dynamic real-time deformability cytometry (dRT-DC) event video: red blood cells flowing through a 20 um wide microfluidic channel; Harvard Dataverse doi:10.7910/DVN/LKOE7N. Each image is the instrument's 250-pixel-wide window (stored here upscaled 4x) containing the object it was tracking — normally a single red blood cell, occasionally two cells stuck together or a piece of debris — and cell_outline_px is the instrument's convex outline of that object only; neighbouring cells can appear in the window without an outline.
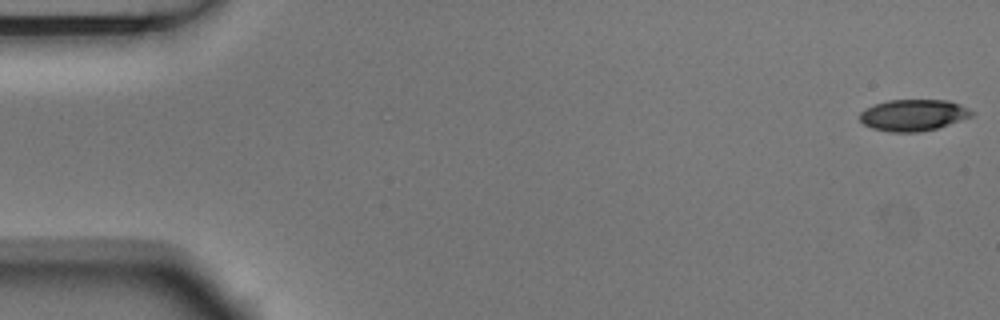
{"species": "Egyptian fruit bat (a non-hibernating species)", "species_latin": "Rousettus aegyptiacus", "temperature_condition": "room temperature", "stored_images_in_passage": 7, "camera_frame_rate_fps": 3000, "um_per_image_px": 0.085, "animal": {"sex": "male"}, "frame": {"image": 1, "passage_image": 1, "time_ms": 0.0, "image_size_px": [1000, 320], "cell_outline_px": [[976, 112], [972, 116], [936, 128], [916, 132], [892, 132], [872, 128], [864, 124], [860, 120], [860, 112], [876, 104], [888, 100], [948, 100], [960, 104]], "centroid_in_image_um": [77.65, 9.78], "position_along_channel_um": 7.3, "area_um2": 20.29}}
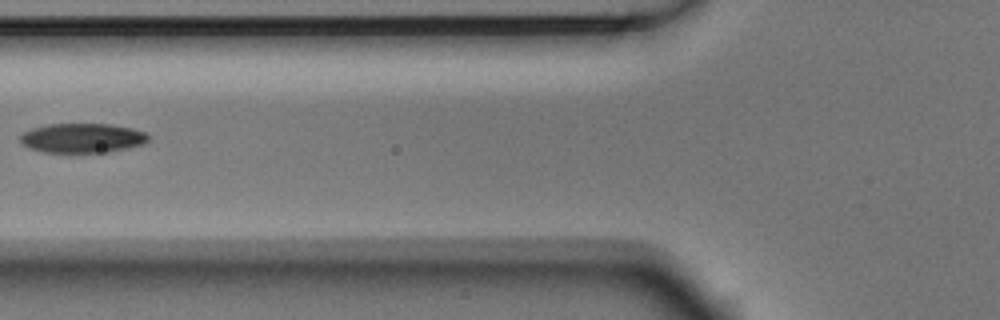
{"frame": {"image": 2, "passage_image": 6, "time_ms": 1.667, "image_size_px": [1000, 320], "cell_outline_px": [[148, 140], [144, 144], [128, 148], [108, 152], [40, 152], [28, 148], [20, 140], [20, 136], [24, 132], [32, 128], [48, 124], [108, 124], [132, 128], [144, 132], [148, 136]], "centroid_in_image_um": [6.98, 11.74], "position_along_channel_um": 118.8, "area_um2": 21.96}}
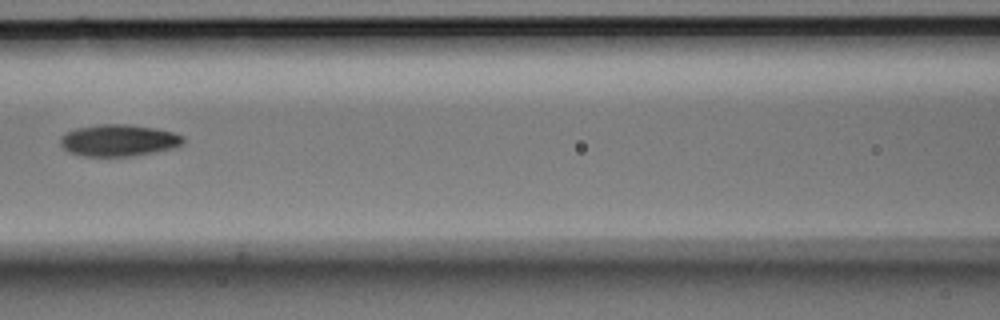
{"frame": {"image": 3, "passage_image": 7, "time_ms": 2.0, "image_size_px": [1000, 320], "cell_outline_px": [[184, 140], [176, 148], [132, 156], [84, 156], [68, 152], [60, 144], [60, 136], [76, 128], [100, 124], [128, 124], [156, 128], [172, 132], [184, 136]], "centroid_in_image_um": [10.08, 11.93], "position_along_channel_um": 156.5, "area_um2": 22.77}}